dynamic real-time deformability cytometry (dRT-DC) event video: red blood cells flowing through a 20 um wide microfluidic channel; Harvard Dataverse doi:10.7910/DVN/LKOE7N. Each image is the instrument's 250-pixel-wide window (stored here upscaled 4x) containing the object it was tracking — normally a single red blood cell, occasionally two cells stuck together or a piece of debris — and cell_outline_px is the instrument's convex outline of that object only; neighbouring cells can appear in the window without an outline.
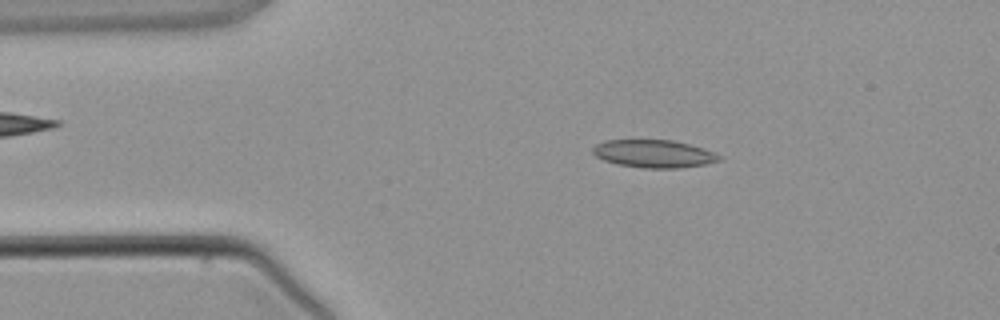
{"species": "common noctule bat (a hibernating species)", "species_latin": "Nyctalus noctula", "temperature_condition": "warm", "stored_images_in_passage": 3, "camera_frame_rate_fps": 3000, "um_per_image_px": 0.085, "animal": {"sex": "male", "body_mass_g": 21.5, "forearm_length_mm": 52.0}, "frame": {"image": 1, "passage_image": 2, "time_ms": 1.333, "image_size_px": [1000, 320], "cell_outline_px": [[720, 160], [704, 164], [680, 168], [644, 168], [616, 164], [604, 160], [596, 156], [592, 152], [592, 148], [596, 144], [604, 140], [672, 140], [704, 148], [720, 156]], "centroid_in_image_um": [55.53, 13.06], "position_along_channel_um": 29.5, "area_um2": 20.35}}